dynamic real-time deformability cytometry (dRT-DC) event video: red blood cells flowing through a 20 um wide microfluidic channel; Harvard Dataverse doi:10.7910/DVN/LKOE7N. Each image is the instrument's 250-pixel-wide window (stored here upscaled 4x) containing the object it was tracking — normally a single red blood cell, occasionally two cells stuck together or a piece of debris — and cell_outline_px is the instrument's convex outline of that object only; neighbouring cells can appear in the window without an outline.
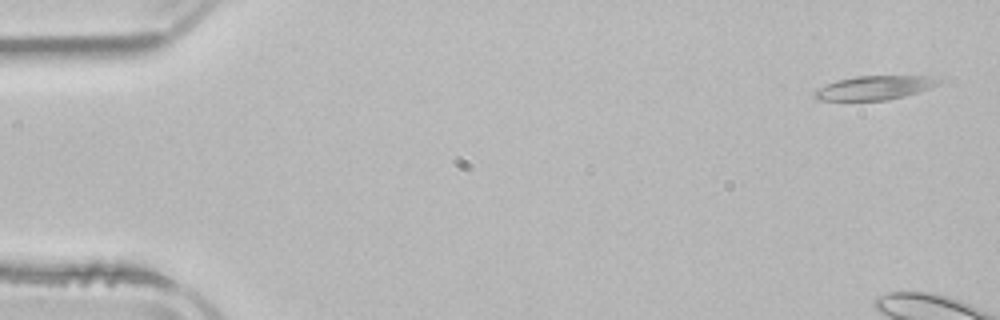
{"species": "common noctule bat (a hibernating species)", "species_latin": "Nyctalus noctula", "temperature_condition": "room temperature", "stored_images_in_passage": 6, "camera_frame_rate_fps": 3000, "um_per_image_px": 0.085, "animal": {"sex": "male", "body_mass_g": 21.5, "forearm_length_mm": 52.0}, "frame": {"image": 1, "passage_image": 1, "time_ms": 0.0, "image_size_px": [1000, 320], "cell_outline_px": [[940, 84], [932, 88], [904, 96], [884, 100], [820, 100], [812, 96], [812, 92], [816, 88], [836, 80], [856, 76], [924, 76], [940, 80]], "centroid_in_image_um": [74.27, 7.46], "position_along_channel_um": 10.7, "area_um2": 17.28}}
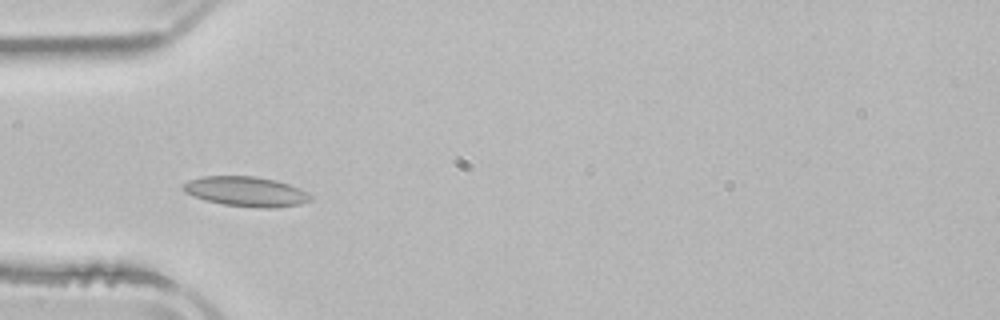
{"frame": {"image": 2, "passage_image": 5, "time_ms": 5.667, "image_size_px": [1000, 320], "cell_outline_px": [[312, 200], [300, 204], [276, 208], [260, 208], [224, 204], [204, 200], [184, 192], [180, 188], [188, 180], [204, 176], [256, 176], [276, 180], [300, 188], [308, 192], [312, 196]], "centroid_in_image_um": [20.93, 16.28], "position_along_channel_um": 64.1, "area_um2": 22.31}}
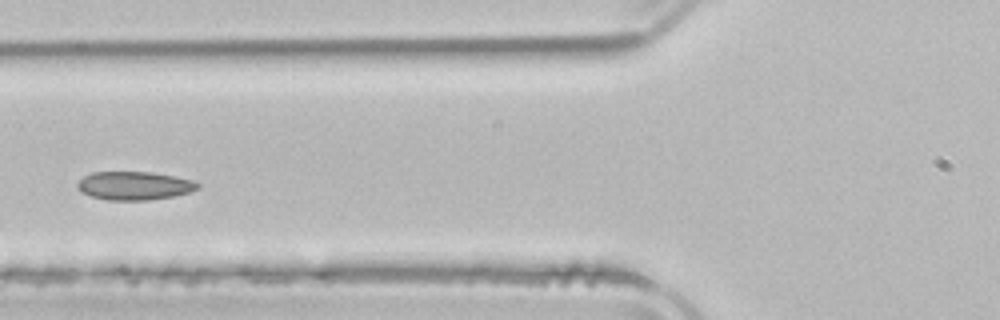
{"frame": {"image": 3, "passage_image": 6, "time_ms": 7.0, "image_size_px": [1000, 320], "cell_outline_px": [[200, 188], [188, 192], [172, 196], [148, 200], [108, 200], [92, 196], [84, 192], [76, 184], [84, 176], [92, 172], [152, 172], [192, 180], [200, 184]], "centroid_in_image_um": [11.44, 15.78], "position_along_channel_um": 114.4, "area_um2": 19.59}}